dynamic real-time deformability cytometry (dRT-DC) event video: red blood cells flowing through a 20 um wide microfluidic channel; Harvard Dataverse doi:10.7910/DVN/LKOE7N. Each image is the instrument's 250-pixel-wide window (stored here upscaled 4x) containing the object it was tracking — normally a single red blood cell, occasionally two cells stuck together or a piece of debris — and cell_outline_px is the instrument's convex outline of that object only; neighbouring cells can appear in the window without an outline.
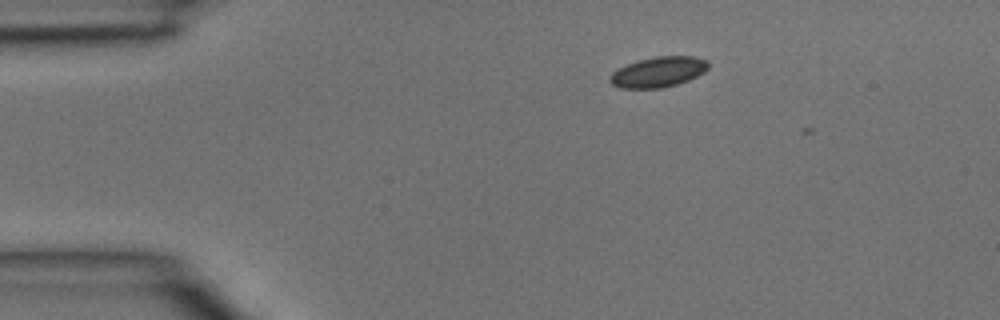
{"species": "common noctule bat (a hibernating species)", "species_latin": "Nyctalus noctula", "temperature_condition": "room temperature", "stored_images_in_passage": 4, "camera_frame_rate_fps": 3000, "um_per_image_px": 0.085, "animal": {"sex": "male", "body_mass_g": 15.6}, "frame": {"image": 1, "passage_image": 2, "time_ms": 0.333, "image_size_px": [1000, 320], "cell_outline_px": [[708, 68], [704, 72], [688, 80], [676, 84], [660, 88], [620, 88], [612, 84], [608, 80], [608, 76], [612, 72], [628, 64], [640, 60], [656, 56], [692, 56], [708, 60]], "centroid_in_image_um": [55.94, 6.12], "position_along_channel_um": 29.1, "area_um2": 17.28}}